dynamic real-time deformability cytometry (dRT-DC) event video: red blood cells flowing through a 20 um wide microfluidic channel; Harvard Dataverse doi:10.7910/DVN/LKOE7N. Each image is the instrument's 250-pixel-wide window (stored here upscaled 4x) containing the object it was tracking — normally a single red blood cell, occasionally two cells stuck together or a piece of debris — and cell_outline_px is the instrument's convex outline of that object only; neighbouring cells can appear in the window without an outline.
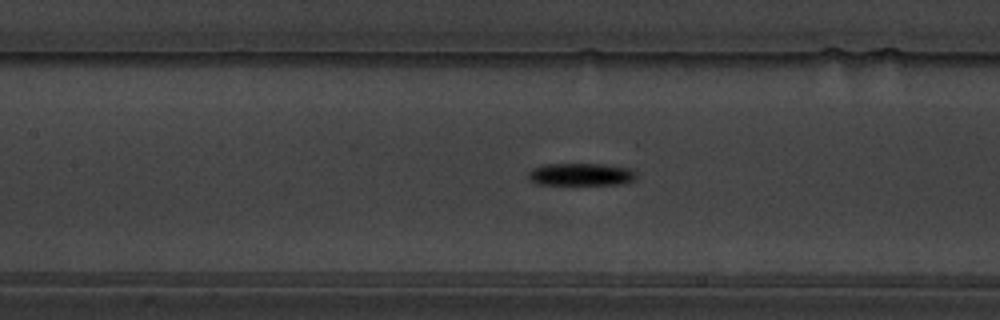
{"species": "common noctule bat (a hibernating species)", "species_latin": "Nyctalus noctula", "temperature_condition": "warm", "stored_images_in_passage": 60, "camera_frame_rate_fps": 3000, "um_per_image_px": 0.085, "animal": {"sex": "male", "body_mass_g": 19.5, "forearm_length_mm": 54.6}, "frame": {"image": 1, "passage_image": 28, "time_ms": 9.0, "image_size_px": [1000, 320], "cell_outline_px": [[636, 180], [620, 184], [536, 184], [528, 180], [528, 172], [532, 168], [540, 164], [604, 164], [632, 168], [636, 172]], "centroid_in_image_um": [49.37, 14.81], "position_along_channel_um": 158.0, "area_um2": 14.39}}
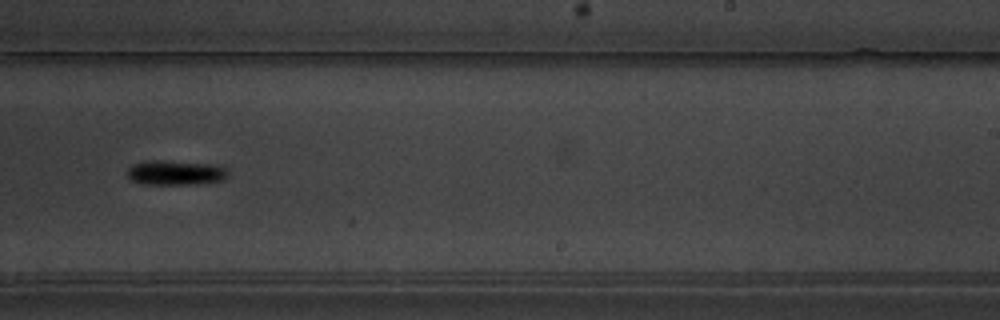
{"frame": {"image": 2, "passage_image": 38, "time_ms": 12.333, "image_size_px": [1000, 320], "cell_outline_px": [[228, 176], [224, 180], [196, 184], [144, 184], [132, 180], [128, 176], [128, 168], [132, 164], [144, 160], [164, 160], [212, 164], [228, 168]], "centroid_in_image_um": [14.93, 14.66], "position_along_channel_um": 274.1, "area_um2": 14.68}}
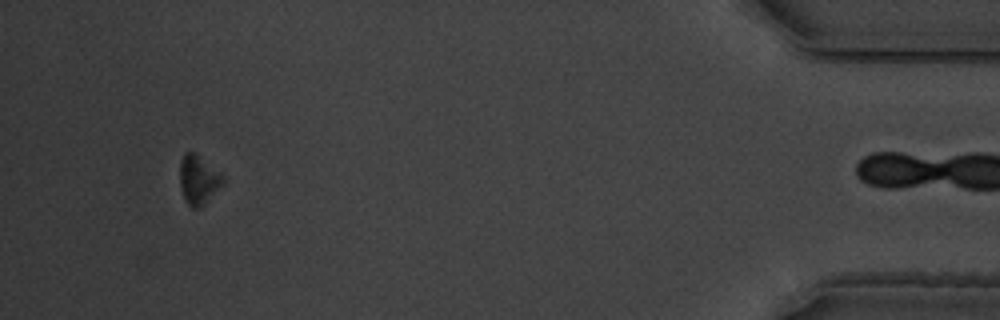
{"frame": {"image": 3, "passage_image": 56, "time_ms": 18.333, "image_size_px": [1000, 320], "cell_outline_px": [[224, 184], [200, 208], [192, 208], [188, 204], [184, 196], [180, 184], [180, 160], [184, 152], [196, 152], [224, 176]], "centroid_in_image_um": [16.88, 15.25], "position_along_channel_um": 418.3, "area_um2": 12.37}, "authors_computed_cell_mechanics": {"area_um2": 14.2766, "velocity_mm_per_s": 3.4962, "shape_relaxation_time_tau1_ms": 2.593, "shape_relaxation_time_tau2_ms": null, "deformation_change_tau1": 0.1678, "deformation_change_tau2": null}}